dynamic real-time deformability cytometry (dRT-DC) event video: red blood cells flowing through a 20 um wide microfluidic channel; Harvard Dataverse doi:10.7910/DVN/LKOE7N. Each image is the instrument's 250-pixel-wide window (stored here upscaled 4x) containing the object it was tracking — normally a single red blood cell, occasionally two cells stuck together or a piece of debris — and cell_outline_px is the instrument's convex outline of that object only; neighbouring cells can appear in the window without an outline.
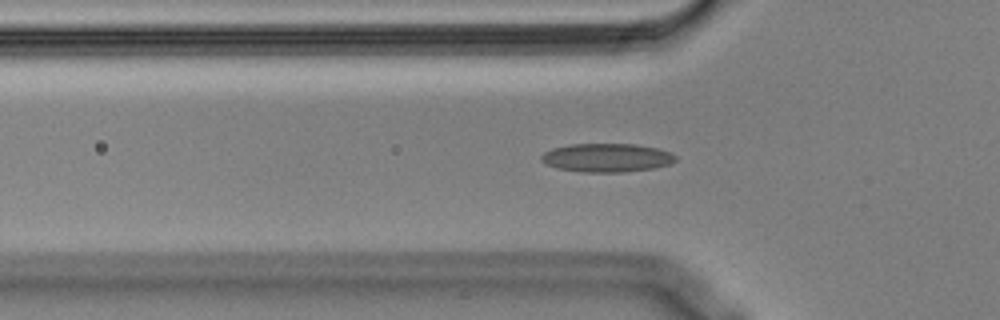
{"species": "Egyptian fruit bat (a non-hibernating species)", "species_latin": "Rousettus aegyptiacus", "temperature_condition": "cold", "stored_images_in_passage": 48, "camera_frame_rate_fps": 3000, "um_per_image_px": 0.085, "animal": {"sex": "male"}, "frame": {"image": 1, "passage_image": 17, "time_ms": 5.333, "image_size_px": [1000, 320], "cell_outline_px": [[676, 160], [672, 164], [656, 168], [624, 172], [580, 172], [556, 168], [540, 160], [540, 156], [544, 152], [552, 148], [572, 144], [636, 144], [656, 148], [672, 152], [676, 156]], "centroid_in_image_um": [51.6, 13.41], "position_along_channel_um": 74.2, "area_um2": 22.6}}
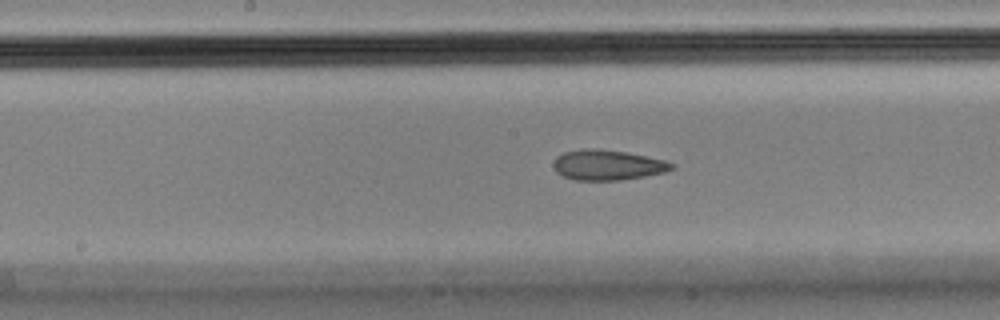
{"frame": {"image": 2, "passage_image": 27, "time_ms": 8.667, "image_size_px": [1000, 320], "cell_outline_px": [[676, 164], [672, 168], [664, 172], [644, 176], [620, 180], [576, 180], [564, 176], [556, 172], [552, 164], [556, 156], [564, 152], [584, 148], [600, 148], [628, 152], [664, 160]], "centroid_in_image_um": [51.61, 14.01], "position_along_channel_um": 196.6, "area_um2": 20.92}}
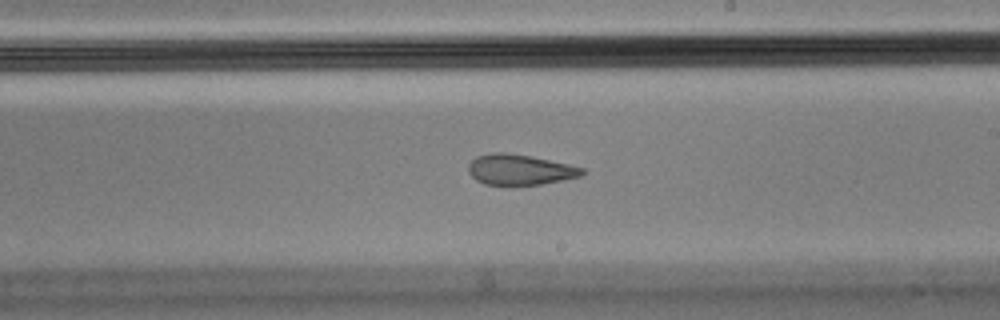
{"frame": {"image": 3, "passage_image": 31, "time_ms": 10.0, "image_size_px": [1000, 320], "cell_outline_px": [[584, 172], [580, 176], [564, 180], [540, 184], [508, 188], [484, 184], [476, 180], [468, 172], [468, 164], [476, 156], [492, 152], [504, 152], [532, 156], [568, 164], [584, 168]], "centroid_in_image_um": [44.13, 14.46], "position_along_channel_um": 244.9, "area_um2": 20.92}}